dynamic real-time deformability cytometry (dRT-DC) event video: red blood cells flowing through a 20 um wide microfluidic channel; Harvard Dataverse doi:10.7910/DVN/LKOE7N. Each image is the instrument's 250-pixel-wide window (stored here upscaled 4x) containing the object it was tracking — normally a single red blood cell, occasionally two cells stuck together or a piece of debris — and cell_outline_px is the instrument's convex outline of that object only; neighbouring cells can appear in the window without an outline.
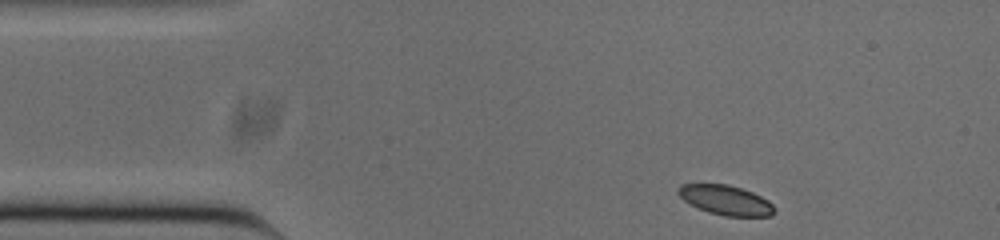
{"species": "common noctule bat (a hibernating species)", "species_latin": "Nyctalus noctula", "temperature_condition": "cold", "stored_images_in_passage": 47, "camera_frame_rate_fps": 3000, "um_per_image_px": 0.085, "animal": {"sex": "male", "body_mass_g": 20.0, "forearm_length_mm": 53.3}, "frame": {"image": 1, "passage_image": 1, "time_ms": 0.0, "image_size_px": [1000, 240], "cell_outline_px": [[776, 212], [772, 216], [724, 216], [708, 212], [688, 204], [676, 192], [676, 188], [680, 184], [728, 184], [752, 192], [768, 200], [776, 208]], "centroid_in_image_um": [61.67, 17.01], "position_along_channel_um": 23.3, "area_um2": 16.82}}
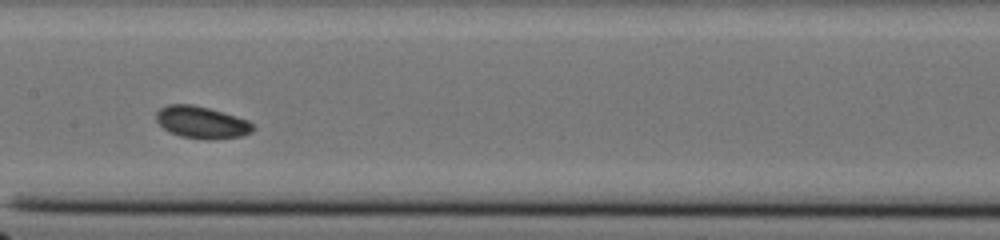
{"frame": {"image": 2, "passage_image": 19, "time_ms": 6.0, "image_size_px": [1000, 240], "cell_outline_px": [[256, 128], [252, 132], [240, 136], [208, 140], [180, 136], [168, 132], [156, 120], [156, 112], [160, 108], [168, 104], [192, 104], [208, 108], [236, 116], [248, 120]], "centroid_in_image_um": [17.13, 10.4], "position_along_channel_um": 190.3, "area_um2": 18.09}}
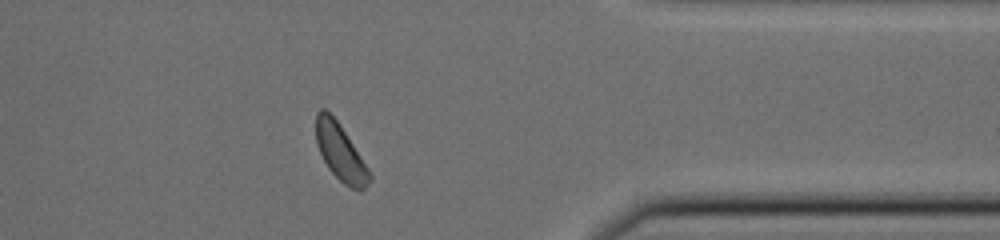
{"frame": {"image": 3, "passage_image": 36, "time_ms": 11.667, "image_size_px": [1000, 240], "cell_outline_px": [[372, 180], [360, 192], [344, 184], [328, 168], [316, 144], [316, 112], [320, 108], [324, 108], [340, 124], [368, 168], [372, 176]], "centroid_in_image_um": [28.94, 12.96], "position_along_channel_um": 382.5, "area_um2": 17.51}}